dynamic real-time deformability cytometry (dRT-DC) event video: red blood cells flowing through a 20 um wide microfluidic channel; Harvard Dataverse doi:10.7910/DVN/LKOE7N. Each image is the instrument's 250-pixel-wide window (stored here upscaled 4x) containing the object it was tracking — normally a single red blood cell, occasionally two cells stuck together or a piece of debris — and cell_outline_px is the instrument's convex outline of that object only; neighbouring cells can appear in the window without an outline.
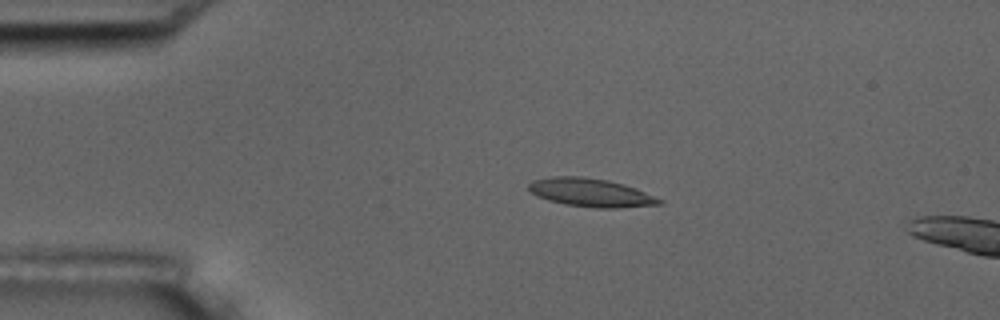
{"species": "common noctule bat (a hibernating species)", "species_latin": "Nyctalus noctula", "temperature_condition": "room temperature", "stored_images_in_passage": 5, "camera_frame_rate_fps": 3000, "um_per_image_px": 0.085, "animal": {"sex": "male", "body_mass_g": 17.5, "forearm_length_mm": 52.3}, "frame": {"image": 1, "passage_image": 4, "time_ms": 3.333, "image_size_px": [1000, 320], "cell_outline_px": [[664, 204], [616, 208], [596, 208], [564, 204], [548, 200], [536, 196], [528, 188], [528, 184], [532, 180], [552, 176], [580, 176], [608, 180], [624, 184], [636, 188], [664, 200]], "centroid_in_image_um": [50.23, 16.37], "position_along_channel_um": 34.8, "area_um2": 21.73}}